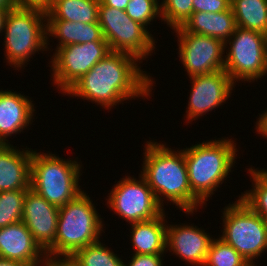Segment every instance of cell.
<instances>
[{
    "label": "cell",
    "instance_id": "cell-23",
    "mask_svg": "<svg viewBox=\"0 0 267 266\" xmlns=\"http://www.w3.org/2000/svg\"><path fill=\"white\" fill-rule=\"evenodd\" d=\"M237 27L267 35V0H231Z\"/></svg>",
    "mask_w": 267,
    "mask_h": 266
},
{
    "label": "cell",
    "instance_id": "cell-39",
    "mask_svg": "<svg viewBox=\"0 0 267 266\" xmlns=\"http://www.w3.org/2000/svg\"><path fill=\"white\" fill-rule=\"evenodd\" d=\"M263 219H264L265 226H266V229H267V216H265Z\"/></svg>",
    "mask_w": 267,
    "mask_h": 266
},
{
    "label": "cell",
    "instance_id": "cell-28",
    "mask_svg": "<svg viewBox=\"0 0 267 266\" xmlns=\"http://www.w3.org/2000/svg\"><path fill=\"white\" fill-rule=\"evenodd\" d=\"M162 22L172 30L182 26L193 13V0H162Z\"/></svg>",
    "mask_w": 267,
    "mask_h": 266
},
{
    "label": "cell",
    "instance_id": "cell-29",
    "mask_svg": "<svg viewBox=\"0 0 267 266\" xmlns=\"http://www.w3.org/2000/svg\"><path fill=\"white\" fill-rule=\"evenodd\" d=\"M125 11L131 19L146 28L152 25L150 22L155 19L160 18L162 22L160 0H130Z\"/></svg>",
    "mask_w": 267,
    "mask_h": 266
},
{
    "label": "cell",
    "instance_id": "cell-33",
    "mask_svg": "<svg viewBox=\"0 0 267 266\" xmlns=\"http://www.w3.org/2000/svg\"><path fill=\"white\" fill-rule=\"evenodd\" d=\"M255 123L256 133L267 139V108L262 112V114H259Z\"/></svg>",
    "mask_w": 267,
    "mask_h": 266
},
{
    "label": "cell",
    "instance_id": "cell-25",
    "mask_svg": "<svg viewBox=\"0 0 267 266\" xmlns=\"http://www.w3.org/2000/svg\"><path fill=\"white\" fill-rule=\"evenodd\" d=\"M248 169L250 173V182L252 188L242 192L238 197L247 204L255 213H258L262 218L267 216V169L254 168Z\"/></svg>",
    "mask_w": 267,
    "mask_h": 266
},
{
    "label": "cell",
    "instance_id": "cell-22",
    "mask_svg": "<svg viewBox=\"0 0 267 266\" xmlns=\"http://www.w3.org/2000/svg\"><path fill=\"white\" fill-rule=\"evenodd\" d=\"M100 0H53L46 20L98 23Z\"/></svg>",
    "mask_w": 267,
    "mask_h": 266
},
{
    "label": "cell",
    "instance_id": "cell-37",
    "mask_svg": "<svg viewBox=\"0 0 267 266\" xmlns=\"http://www.w3.org/2000/svg\"><path fill=\"white\" fill-rule=\"evenodd\" d=\"M0 7L11 10L17 8L18 5L16 3V0H0Z\"/></svg>",
    "mask_w": 267,
    "mask_h": 266
},
{
    "label": "cell",
    "instance_id": "cell-27",
    "mask_svg": "<svg viewBox=\"0 0 267 266\" xmlns=\"http://www.w3.org/2000/svg\"><path fill=\"white\" fill-rule=\"evenodd\" d=\"M26 192L27 190L0 192V228L22 220Z\"/></svg>",
    "mask_w": 267,
    "mask_h": 266
},
{
    "label": "cell",
    "instance_id": "cell-14",
    "mask_svg": "<svg viewBox=\"0 0 267 266\" xmlns=\"http://www.w3.org/2000/svg\"><path fill=\"white\" fill-rule=\"evenodd\" d=\"M194 224H168L166 230V252L189 265L204 266L213 235ZM208 232V233H207ZM188 262V263H187Z\"/></svg>",
    "mask_w": 267,
    "mask_h": 266
},
{
    "label": "cell",
    "instance_id": "cell-18",
    "mask_svg": "<svg viewBox=\"0 0 267 266\" xmlns=\"http://www.w3.org/2000/svg\"><path fill=\"white\" fill-rule=\"evenodd\" d=\"M21 149L11 143L0 145V192L30 188L33 149Z\"/></svg>",
    "mask_w": 267,
    "mask_h": 266
},
{
    "label": "cell",
    "instance_id": "cell-11",
    "mask_svg": "<svg viewBox=\"0 0 267 266\" xmlns=\"http://www.w3.org/2000/svg\"><path fill=\"white\" fill-rule=\"evenodd\" d=\"M111 52L107 42L72 44L54 49L50 58L51 79L64 93L85 75L96 63Z\"/></svg>",
    "mask_w": 267,
    "mask_h": 266
},
{
    "label": "cell",
    "instance_id": "cell-6",
    "mask_svg": "<svg viewBox=\"0 0 267 266\" xmlns=\"http://www.w3.org/2000/svg\"><path fill=\"white\" fill-rule=\"evenodd\" d=\"M2 32L4 59L15 70L24 69L36 52H47L46 11L42 9L17 7L9 10Z\"/></svg>",
    "mask_w": 267,
    "mask_h": 266
},
{
    "label": "cell",
    "instance_id": "cell-12",
    "mask_svg": "<svg viewBox=\"0 0 267 266\" xmlns=\"http://www.w3.org/2000/svg\"><path fill=\"white\" fill-rule=\"evenodd\" d=\"M176 33L179 61L187 76L204 75L224 69V43L214 37L185 32L181 27L173 29Z\"/></svg>",
    "mask_w": 267,
    "mask_h": 266
},
{
    "label": "cell",
    "instance_id": "cell-31",
    "mask_svg": "<svg viewBox=\"0 0 267 266\" xmlns=\"http://www.w3.org/2000/svg\"><path fill=\"white\" fill-rule=\"evenodd\" d=\"M131 260L124 266H164V254H131ZM162 257V258H161Z\"/></svg>",
    "mask_w": 267,
    "mask_h": 266
},
{
    "label": "cell",
    "instance_id": "cell-4",
    "mask_svg": "<svg viewBox=\"0 0 267 266\" xmlns=\"http://www.w3.org/2000/svg\"><path fill=\"white\" fill-rule=\"evenodd\" d=\"M86 193L59 207L54 245L46 252L48 260H68L83 247L100 241L105 233L103 218Z\"/></svg>",
    "mask_w": 267,
    "mask_h": 266
},
{
    "label": "cell",
    "instance_id": "cell-8",
    "mask_svg": "<svg viewBox=\"0 0 267 266\" xmlns=\"http://www.w3.org/2000/svg\"><path fill=\"white\" fill-rule=\"evenodd\" d=\"M224 47V70L235 84L257 82L267 75V35L237 27Z\"/></svg>",
    "mask_w": 267,
    "mask_h": 266
},
{
    "label": "cell",
    "instance_id": "cell-19",
    "mask_svg": "<svg viewBox=\"0 0 267 266\" xmlns=\"http://www.w3.org/2000/svg\"><path fill=\"white\" fill-rule=\"evenodd\" d=\"M165 212L151 220L129 224L133 254H164L166 255L167 219Z\"/></svg>",
    "mask_w": 267,
    "mask_h": 266
},
{
    "label": "cell",
    "instance_id": "cell-32",
    "mask_svg": "<svg viewBox=\"0 0 267 266\" xmlns=\"http://www.w3.org/2000/svg\"><path fill=\"white\" fill-rule=\"evenodd\" d=\"M53 0H16L18 7L39 8L46 11Z\"/></svg>",
    "mask_w": 267,
    "mask_h": 266
},
{
    "label": "cell",
    "instance_id": "cell-24",
    "mask_svg": "<svg viewBox=\"0 0 267 266\" xmlns=\"http://www.w3.org/2000/svg\"><path fill=\"white\" fill-rule=\"evenodd\" d=\"M112 250L98 241L78 250L68 261L72 266H124V260Z\"/></svg>",
    "mask_w": 267,
    "mask_h": 266
},
{
    "label": "cell",
    "instance_id": "cell-35",
    "mask_svg": "<svg viewBox=\"0 0 267 266\" xmlns=\"http://www.w3.org/2000/svg\"><path fill=\"white\" fill-rule=\"evenodd\" d=\"M0 266H28V265L17 260L0 258Z\"/></svg>",
    "mask_w": 267,
    "mask_h": 266
},
{
    "label": "cell",
    "instance_id": "cell-3",
    "mask_svg": "<svg viewBox=\"0 0 267 266\" xmlns=\"http://www.w3.org/2000/svg\"><path fill=\"white\" fill-rule=\"evenodd\" d=\"M217 139L206 142L204 140L202 143L192 144L190 148L182 149L191 191L205 205L234 171L232 169L236 166L235 159L239 152L237 143L232 138Z\"/></svg>",
    "mask_w": 267,
    "mask_h": 266
},
{
    "label": "cell",
    "instance_id": "cell-17",
    "mask_svg": "<svg viewBox=\"0 0 267 266\" xmlns=\"http://www.w3.org/2000/svg\"><path fill=\"white\" fill-rule=\"evenodd\" d=\"M31 100L16 91L0 89V142L2 144H10L8 137L20 134L34 122L36 107Z\"/></svg>",
    "mask_w": 267,
    "mask_h": 266
},
{
    "label": "cell",
    "instance_id": "cell-38",
    "mask_svg": "<svg viewBox=\"0 0 267 266\" xmlns=\"http://www.w3.org/2000/svg\"><path fill=\"white\" fill-rule=\"evenodd\" d=\"M8 11V9L0 7V34L3 33L4 22Z\"/></svg>",
    "mask_w": 267,
    "mask_h": 266
},
{
    "label": "cell",
    "instance_id": "cell-9",
    "mask_svg": "<svg viewBox=\"0 0 267 266\" xmlns=\"http://www.w3.org/2000/svg\"><path fill=\"white\" fill-rule=\"evenodd\" d=\"M98 23L111 51L128 53L143 62L156 49L157 41L150 31L124 10L100 2Z\"/></svg>",
    "mask_w": 267,
    "mask_h": 266
},
{
    "label": "cell",
    "instance_id": "cell-5",
    "mask_svg": "<svg viewBox=\"0 0 267 266\" xmlns=\"http://www.w3.org/2000/svg\"><path fill=\"white\" fill-rule=\"evenodd\" d=\"M82 163L55 154L32 151L30 188L49 203L61 207L82 192L79 185Z\"/></svg>",
    "mask_w": 267,
    "mask_h": 266
},
{
    "label": "cell",
    "instance_id": "cell-1",
    "mask_svg": "<svg viewBox=\"0 0 267 266\" xmlns=\"http://www.w3.org/2000/svg\"><path fill=\"white\" fill-rule=\"evenodd\" d=\"M138 63L142 62L133 55L111 51L64 95L79 97L109 110L132 98L148 99L155 82Z\"/></svg>",
    "mask_w": 267,
    "mask_h": 266
},
{
    "label": "cell",
    "instance_id": "cell-30",
    "mask_svg": "<svg viewBox=\"0 0 267 266\" xmlns=\"http://www.w3.org/2000/svg\"><path fill=\"white\" fill-rule=\"evenodd\" d=\"M230 7L231 0H193V13H217L228 10Z\"/></svg>",
    "mask_w": 267,
    "mask_h": 266
},
{
    "label": "cell",
    "instance_id": "cell-26",
    "mask_svg": "<svg viewBox=\"0 0 267 266\" xmlns=\"http://www.w3.org/2000/svg\"><path fill=\"white\" fill-rule=\"evenodd\" d=\"M204 266H251L232 246L219 236L213 238Z\"/></svg>",
    "mask_w": 267,
    "mask_h": 266
},
{
    "label": "cell",
    "instance_id": "cell-13",
    "mask_svg": "<svg viewBox=\"0 0 267 266\" xmlns=\"http://www.w3.org/2000/svg\"><path fill=\"white\" fill-rule=\"evenodd\" d=\"M191 81L186 120L190 123L222 106L231 97L236 84L224 69L189 77ZM188 109V110H187Z\"/></svg>",
    "mask_w": 267,
    "mask_h": 266
},
{
    "label": "cell",
    "instance_id": "cell-20",
    "mask_svg": "<svg viewBox=\"0 0 267 266\" xmlns=\"http://www.w3.org/2000/svg\"><path fill=\"white\" fill-rule=\"evenodd\" d=\"M46 32H47V50L49 49L50 41L52 39H58L56 44V50L60 47L72 44H83L94 42H107L102 33V29L99 23H81L70 22L66 20H46Z\"/></svg>",
    "mask_w": 267,
    "mask_h": 266
},
{
    "label": "cell",
    "instance_id": "cell-36",
    "mask_svg": "<svg viewBox=\"0 0 267 266\" xmlns=\"http://www.w3.org/2000/svg\"><path fill=\"white\" fill-rule=\"evenodd\" d=\"M43 266H72L68 260H48Z\"/></svg>",
    "mask_w": 267,
    "mask_h": 266
},
{
    "label": "cell",
    "instance_id": "cell-10",
    "mask_svg": "<svg viewBox=\"0 0 267 266\" xmlns=\"http://www.w3.org/2000/svg\"><path fill=\"white\" fill-rule=\"evenodd\" d=\"M113 186L105 198L106 204L128 224L151 220L166 212L141 174L139 179L127 175Z\"/></svg>",
    "mask_w": 267,
    "mask_h": 266
},
{
    "label": "cell",
    "instance_id": "cell-16",
    "mask_svg": "<svg viewBox=\"0 0 267 266\" xmlns=\"http://www.w3.org/2000/svg\"><path fill=\"white\" fill-rule=\"evenodd\" d=\"M0 258L17 260L28 266H43L48 261L22 221L0 228Z\"/></svg>",
    "mask_w": 267,
    "mask_h": 266
},
{
    "label": "cell",
    "instance_id": "cell-2",
    "mask_svg": "<svg viewBox=\"0 0 267 266\" xmlns=\"http://www.w3.org/2000/svg\"><path fill=\"white\" fill-rule=\"evenodd\" d=\"M161 143L152 140L144 143L140 174L162 207L167 200V204L172 202L182 213L193 215L205 205L191 191L184 152L169 148L166 142Z\"/></svg>",
    "mask_w": 267,
    "mask_h": 266
},
{
    "label": "cell",
    "instance_id": "cell-7",
    "mask_svg": "<svg viewBox=\"0 0 267 266\" xmlns=\"http://www.w3.org/2000/svg\"><path fill=\"white\" fill-rule=\"evenodd\" d=\"M222 211V234L219 237L232 246L251 266L267 251V229L264 219L240 198ZM263 253V254H262Z\"/></svg>",
    "mask_w": 267,
    "mask_h": 266
},
{
    "label": "cell",
    "instance_id": "cell-21",
    "mask_svg": "<svg viewBox=\"0 0 267 266\" xmlns=\"http://www.w3.org/2000/svg\"><path fill=\"white\" fill-rule=\"evenodd\" d=\"M185 32L214 37L225 43L237 28L233 10L217 13L195 12L180 26Z\"/></svg>",
    "mask_w": 267,
    "mask_h": 266
},
{
    "label": "cell",
    "instance_id": "cell-15",
    "mask_svg": "<svg viewBox=\"0 0 267 266\" xmlns=\"http://www.w3.org/2000/svg\"><path fill=\"white\" fill-rule=\"evenodd\" d=\"M58 215L59 207L46 201L31 188L27 190L21 221L45 253L54 245Z\"/></svg>",
    "mask_w": 267,
    "mask_h": 266
},
{
    "label": "cell",
    "instance_id": "cell-34",
    "mask_svg": "<svg viewBox=\"0 0 267 266\" xmlns=\"http://www.w3.org/2000/svg\"><path fill=\"white\" fill-rule=\"evenodd\" d=\"M130 0H100L104 6L114 7L119 10H126L127 4Z\"/></svg>",
    "mask_w": 267,
    "mask_h": 266
}]
</instances>
